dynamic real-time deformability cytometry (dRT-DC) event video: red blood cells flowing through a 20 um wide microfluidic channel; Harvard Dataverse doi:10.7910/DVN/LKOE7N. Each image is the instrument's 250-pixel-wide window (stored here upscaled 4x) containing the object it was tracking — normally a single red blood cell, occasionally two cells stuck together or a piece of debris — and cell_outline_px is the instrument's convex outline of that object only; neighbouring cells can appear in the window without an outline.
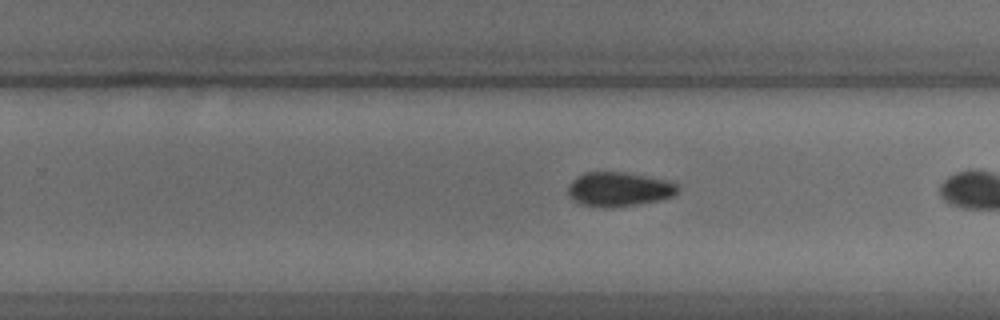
{"species": "common noctule bat (a hibernating species)", "species_latin": "Nyctalus noctula", "temperature_condition": "cold", "stored_images_in_passage": 41, "camera_frame_rate_fps": 3000, "um_per_image_px": 0.085, "animal": {"sex": "male", "body_mass_g": 18.8}, "frame": {"image": 1, "passage_image": 32, "time_ms": 10.333, "image_size_px": [1000, 320], "cell_outline_px": [[680, 188], [672, 196], [660, 200], [636, 204], [604, 208], [580, 204], [572, 200], [568, 196], [568, 184], [572, 180], [584, 172], [624, 172], [664, 180], [680, 184]], "centroid_in_image_um": [52.57, 16.09], "position_along_channel_um": 277.2, "area_um2": 21.91}}
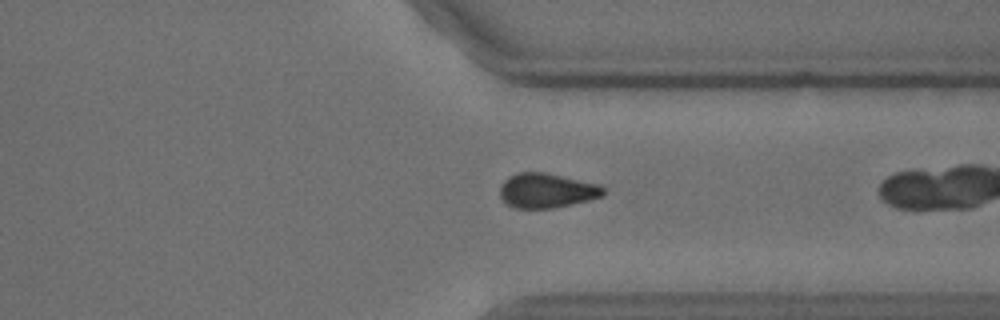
{"frame": {"image": 2, "passage_image": 39, "time_ms": 12.667, "image_size_px": [1000, 320], "cell_outline_px": [[604, 196], [556, 208], [512, 208], [500, 196], [500, 184], [508, 176], [520, 172], [544, 172], [600, 184], [604, 188]], "centroid_in_image_um": [46.47, 16.2], "position_along_channel_um": 364.9, "area_um2": 20.98}}